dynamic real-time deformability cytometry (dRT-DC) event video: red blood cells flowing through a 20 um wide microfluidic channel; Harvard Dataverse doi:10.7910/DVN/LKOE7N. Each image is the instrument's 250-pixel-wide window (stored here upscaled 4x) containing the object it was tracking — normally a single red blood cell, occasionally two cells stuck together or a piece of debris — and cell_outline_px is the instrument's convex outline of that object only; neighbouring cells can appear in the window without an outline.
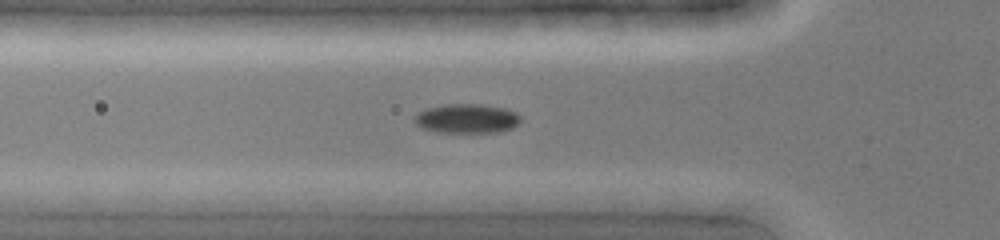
{"species": "common noctule bat (a hibernating species)", "species_latin": "Nyctalus noctula", "temperature_condition": "cold", "stored_images_in_passage": 8, "camera_frame_rate_fps": 3000, "um_per_image_px": 0.085, "animal": {"sex": "female", "body_mass_g": 19.0, "forearm_length_mm": 51.5}, "frame": {"image": 1, "passage_image": 2, "time_ms": 0.333, "image_size_px": [1000, 240], "cell_outline_px": [[520, 120], [512, 128], [500, 132], [436, 132], [424, 128], [416, 124], [412, 120], [420, 112], [428, 108], [444, 104], [480, 104], [504, 108], [516, 112], [520, 116]], "centroid_in_image_um": [39.68, 10.08], "position_along_channel_um": 86.1, "area_um2": 17.98}}
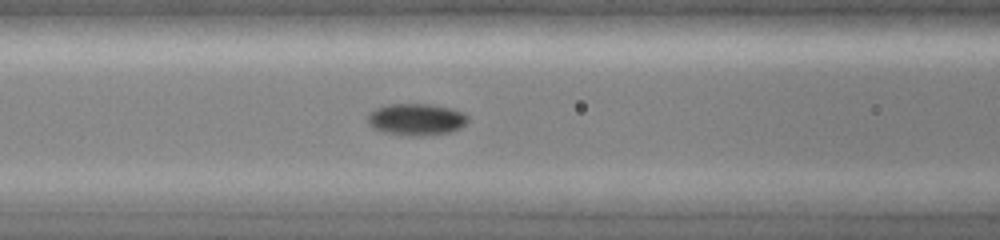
{"frame": {"image": 2, "passage_image": 5, "time_ms": 1.333, "image_size_px": [1000, 240], "cell_outline_px": [[468, 120], [460, 128], [452, 132], [420, 136], [412, 136], [384, 132], [372, 128], [368, 124], [368, 112], [376, 108], [388, 104], [428, 104], [452, 108], [464, 112], [468, 116]], "centroid_in_image_um": [35.38, 10.15], "position_along_channel_um": 131.2, "area_um2": 18.73}}